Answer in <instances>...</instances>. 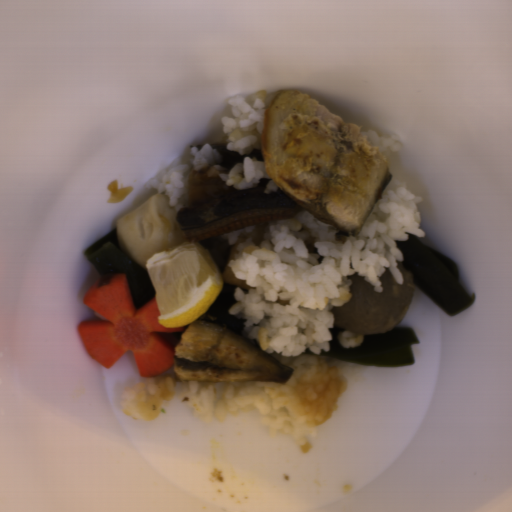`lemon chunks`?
I'll list each match as a JSON object with an SVG mask.
<instances>
[{"label":"lemon chunks","mask_w":512,"mask_h":512,"mask_svg":"<svg viewBox=\"0 0 512 512\" xmlns=\"http://www.w3.org/2000/svg\"><path fill=\"white\" fill-rule=\"evenodd\" d=\"M162 327L187 326L206 312L222 284V273L200 241H184L148 257L145 265Z\"/></svg>","instance_id":"1"}]
</instances>
